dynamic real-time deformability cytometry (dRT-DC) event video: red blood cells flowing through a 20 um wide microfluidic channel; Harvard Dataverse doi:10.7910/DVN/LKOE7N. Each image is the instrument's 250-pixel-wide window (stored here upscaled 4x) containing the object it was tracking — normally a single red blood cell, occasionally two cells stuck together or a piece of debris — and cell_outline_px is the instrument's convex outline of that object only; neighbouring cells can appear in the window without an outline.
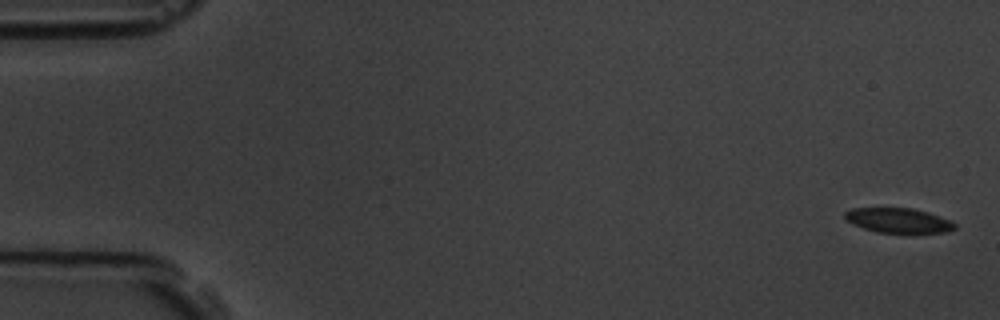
{"species": "common noctule bat (a hibernating species)", "species_latin": "Nyctalus noctula", "temperature_condition": "room temperature", "stored_images_in_passage": 5, "camera_frame_rate_fps": 3000, "um_per_image_px": 0.085, "animal": {"sex": "male", "body_mass_g": 19.5, "forearm_length_mm": 54.6}, "frame": {"image": 1, "passage_image": 1, "time_ms": 0.0, "image_size_px": [1000, 320], "cell_outline_px": [[956, 228], [944, 232], [876, 232], [864, 228], [848, 220], [844, 216], [844, 212], [852, 208], [912, 208], [928, 212], [948, 220], [956, 224]], "centroid_in_image_um": [76.35, 18.72], "position_along_channel_um": 8.6, "area_um2": 15.43}}